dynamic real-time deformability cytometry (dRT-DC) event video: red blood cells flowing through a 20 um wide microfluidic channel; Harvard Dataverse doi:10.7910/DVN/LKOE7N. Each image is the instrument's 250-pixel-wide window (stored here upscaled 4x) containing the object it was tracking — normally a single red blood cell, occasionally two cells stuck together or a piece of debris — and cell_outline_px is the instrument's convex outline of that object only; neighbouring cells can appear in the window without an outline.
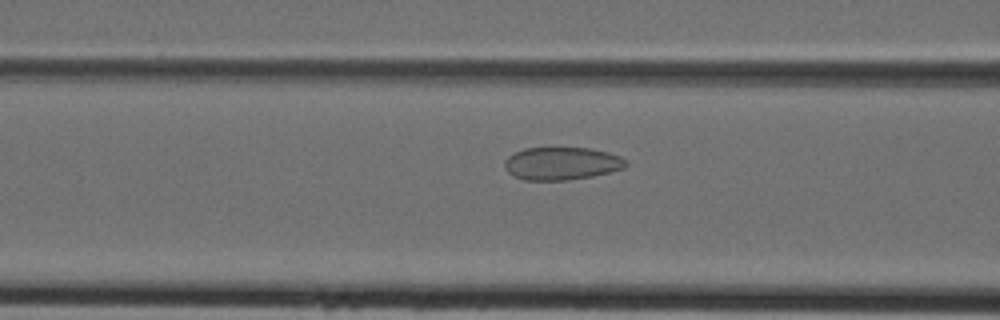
{"species": "Egyptian fruit bat (a non-hibernating species)", "species_latin": "Rousettus aegyptiacus", "temperature_condition": "cold", "stored_images_in_passage": 39, "camera_frame_rate_fps": 3000, "um_per_image_px": 0.085, "animal": {"sex": "female"}, "frame": {"image": 1, "passage_image": 13, "time_ms": 4.0, "image_size_px": [1000, 320], "cell_outline_px": [[628, 164], [624, 168], [592, 176], [568, 180], [524, 180], [512, 176], [504, 168], [504, 160], [508, 156], [524, 148], [592, 148], [608, 152], [620, 156], [628, 160]], "centroid_in_image_um": [47.73, 13.89], "position_along_channel_um": 118.9, "area_um2": 23.35}}
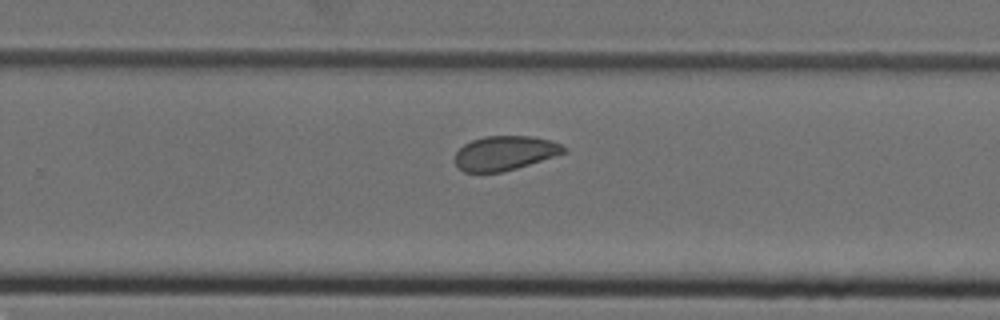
{"frame": {"image": 2, "passage_image": 24, "time_ms": 7.667, "image_size_px": [1000, 320], "cell_outline_px": [[568, 152], [516, 168], [500, 172], [464, 172], [456, 164], [456, 152], [464, 144], [472, 140], [484, 136], [532, 136], [552, 140], [568, 148]], "centroid_in_image_um": [42.95, 13.0], "position_along_channel_um": 286.9, "area_um2": 21.73}}
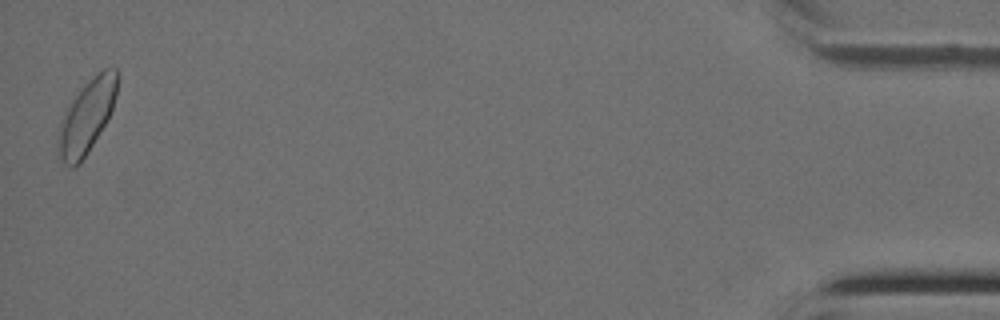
{"frame": {"image": 3, "passage_image": 39, "time_ms": 12.667, "image_size_px": [1000, 320], "cell_outline_px": [[116, 96], [108, 120], [88, 152], [80, 164], [72, 168], [64, 164], [60, 156], [56, 144], [56, 140], [60, 124], [64, 112], [72, 100], [84, 84], [92, 76], [104, 68], [116, 68]], "centroid_in_image_um": [7.34, 9.94], "position_along_channel_um": 427.9, "area_um2": 25.09}}